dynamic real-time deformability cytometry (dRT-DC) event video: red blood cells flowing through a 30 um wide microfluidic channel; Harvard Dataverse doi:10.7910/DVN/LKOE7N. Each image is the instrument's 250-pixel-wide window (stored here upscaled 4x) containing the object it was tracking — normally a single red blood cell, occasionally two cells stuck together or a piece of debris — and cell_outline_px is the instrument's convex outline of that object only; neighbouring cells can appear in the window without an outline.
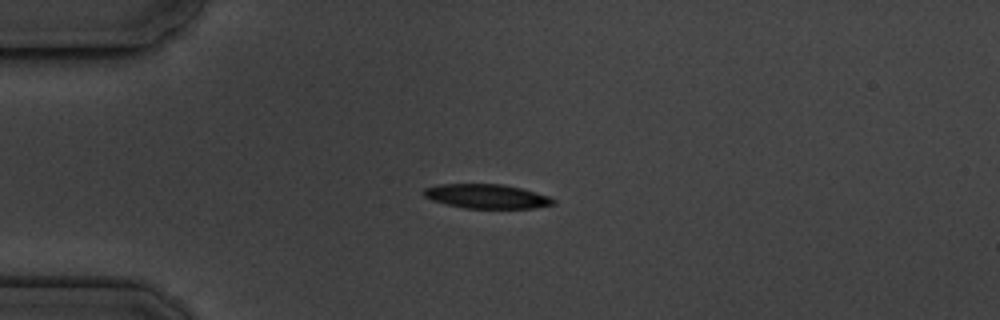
{"species": "common noctule bat (a hibernating species)", "species_latin": "Nyctalus noctula", "temperature_condition": "cold", "stored_images_in_passage": 4, "camera_frame_rate_fps": 3000, "um_per_image_px": 0.085, "animal": {"sex": "male", "body_mass_g": 19.5, "forearm_length_mm": 54.6}, "frame": {"image": 1, "passage_image": 3, "time_ms": 3.333, "image_size_px": [1000, 320], "cell_outline_px": [[556, 204], [536, 208], [464, 208], [432, 200], [424, 196], [420, 192], [424, 188], [440, 184], [504, 184], [536, 192], [548, 196], [556, 200]], "centroid_in_image_um": [41.37, 16.68], "position_along_channel_um": 43.6, "area_um2": 18.38}}